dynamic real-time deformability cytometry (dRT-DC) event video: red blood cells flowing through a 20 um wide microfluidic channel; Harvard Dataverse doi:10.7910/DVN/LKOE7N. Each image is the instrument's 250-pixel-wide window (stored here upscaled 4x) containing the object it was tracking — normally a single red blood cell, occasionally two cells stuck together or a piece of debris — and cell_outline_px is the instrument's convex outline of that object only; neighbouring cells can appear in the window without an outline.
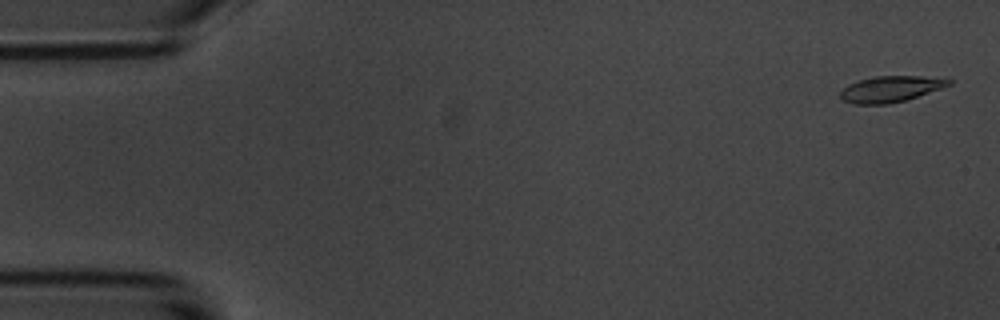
{"species": "common noctule bat (a hibernating species)", "species_latin": "Nyctalus noctula", "temperature_condition": "room temperature", "stored_images_in_passage": 56, "camera_frame_rate_fps": 3000, "um_per_image_px": 0.085, "animal": {"sex": "male", "body_mass_g": 20.1, "forearm_length_mm": 53.5}, "frame": {"image": 1, "passage_image": 2, "time_ms": 0.333, "image_size_px": [1000, 320], "cell_outline_px": [[952, 84], [904, 100], [888, 104], [852, 104], [840, 100], [840, 92], [848, 84], [860, 80], [876, 76], [920, 76], [952, 80]], "centroid_in_image_um": [75.62, 7.57], "position_along_channel_um": 9.4, "area_um2": 16.18}}
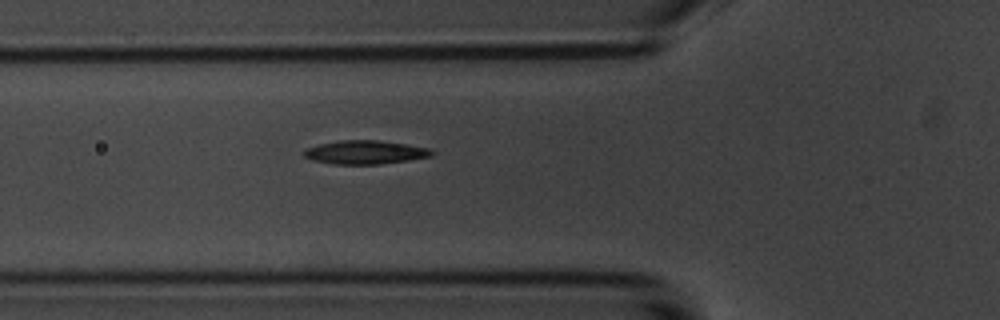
{"frame": {"image": 2, "passage_image": 20, "time_ms": 6.333, "image_size_px": [1000, 320], "cell_outline_px": [[436, 152], [432, 156], [408, 160], [380, 164], [332, 164], [312, 160], [304, 156], [300, 152], [304, 148], [320, 144], [340, 140], [380, 140], [432, 148]], "centroid_in_image_um": [31.04, 12.94], "position_along_channel_um": 94.8, "area_um2": 17.86}}
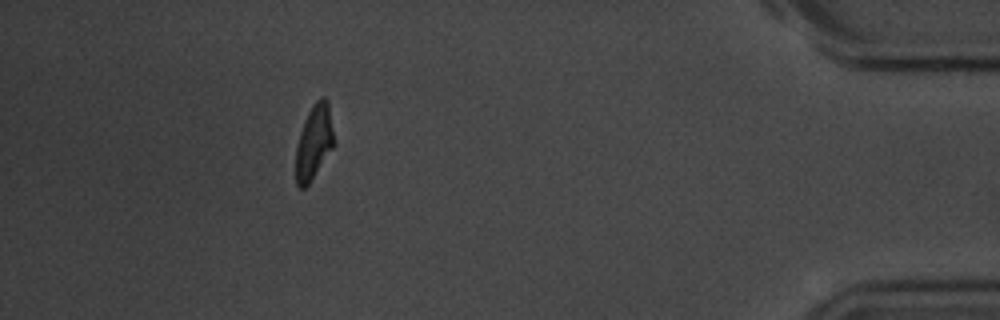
{"frame": {"image": 3, "passage_image": 51, "time_ms": 16.667, "image_size_px": [1000, 320], "cell_outline_px": [[336, 144], [308, 184], [304, 188], [300, 188], [296, 184], [296, 148], [300, 132], [308, 112], [312, 104], [320, 96], [324, 96], [328, 100], [336, 140]], "centroid_in_image_um": [26.73, 12.03], "position_along_channel_um": 408.5, "area_um2": 16.82}, "authors_computed_cell_mechanics": {"area_um2": 17.1955, "velocity_mm_per_s": 3.5618, "shape_relaxation_time_tau1_ms": 2.4882, "shape_relaxation_time_tau2_ms": 2.7172, "deformation_change_tau1": 0.1697, "deformation_change_tau2": 0.1019}}